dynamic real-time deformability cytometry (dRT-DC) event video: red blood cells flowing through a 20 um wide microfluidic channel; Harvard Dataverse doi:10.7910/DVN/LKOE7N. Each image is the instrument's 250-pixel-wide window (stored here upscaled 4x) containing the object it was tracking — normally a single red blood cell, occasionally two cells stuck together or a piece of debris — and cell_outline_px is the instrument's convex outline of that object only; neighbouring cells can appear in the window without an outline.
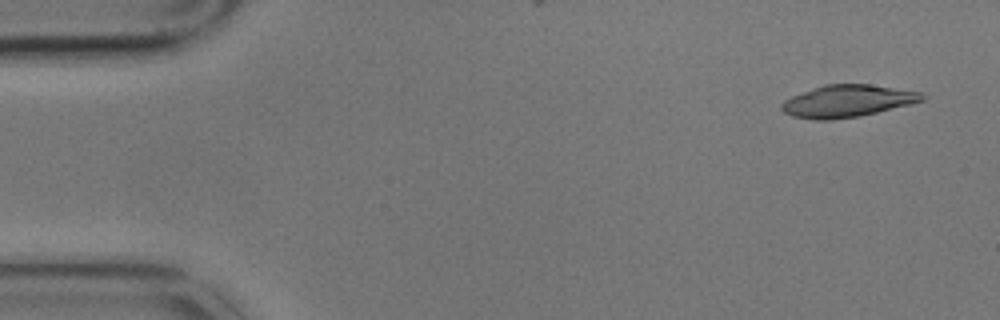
{"species": "common noctule bat (a hibernating species)", "species_latin": "Nyctalus noctula", "temperature_condition": "cold", "stored_images_in_passage": 10, "camera_frame_rate_fps": 3000, "um_per_image_px": 0.085, "animal": {"sex": "male", "body_mass_g": 17.9}, "frame": {"image": 1, "passage_image": 1, "time_ms": 0.0, "image_size_px": [1000, 320], "cell_outline_px": [[928, 96], [924, 100], [912, 104], [860, 116], [832, 120], [812, 120], [792, 116], [784, 112], [780, 108], [780, 104], [784, 100], [792, 96], [824, 84], [868, 84], [924, 92]], "centroid_in_image_um": [72.06, 8.59], "position_along_channel_um": 12.9, "area_um2": 26.59}}
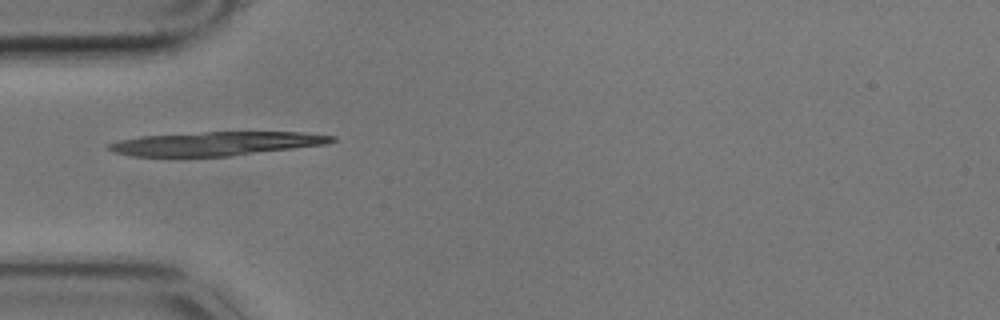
{"frame": {"image": 2, "passage_image": 4, "time_ms": 1.0, "image_size_px": [1000, 320], "cell_outline_px": [[336, 140], [324, 144], [228, 156], [132, 156], [112, 152], [104, 144], [116, 140], [140, 136], [204, 132], [300, 132], [336, 136]], "centroid_in_image_um": [18.26, 12.2], "position_along_channel_um": 66.7, "area_um2": 30.75}}